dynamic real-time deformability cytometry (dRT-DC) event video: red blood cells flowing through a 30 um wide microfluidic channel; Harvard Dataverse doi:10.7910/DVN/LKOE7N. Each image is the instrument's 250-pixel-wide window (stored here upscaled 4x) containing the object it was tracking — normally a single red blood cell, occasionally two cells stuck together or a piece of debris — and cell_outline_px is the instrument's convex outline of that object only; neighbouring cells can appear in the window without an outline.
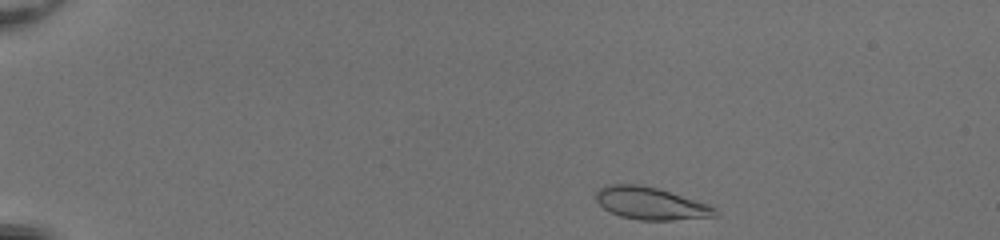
{"species": "common noctule bat (a hibernating species)", "species_latin": "Nyctalus noctula", "temperature_condition": "room temperature", "stored_images_in_passage": 42, "camera_frame_rate_fps": 3000, "um_per_image_px": 0.085, "animal": {"sex": "female", "body_mass_g": 20.0, "forearm_length_mm": 54.0}, "frame": {"image": 1, "passage_image": 1, "time_ms": 0.0, "image_size_px": [1000, 240], "cell_outline_px": [[720, 216], [672, 220], [640, 220], [620, 216], [604, 208], [596, 200], [596, 192], [604, 184], [640, 184], [656, 188], [708, 204], [716, 208], [720, 212]], "centroid_in_image_um": [55.33, 17.29], "position_along_channel_um": 29.7, "area_um2": 22.43}}
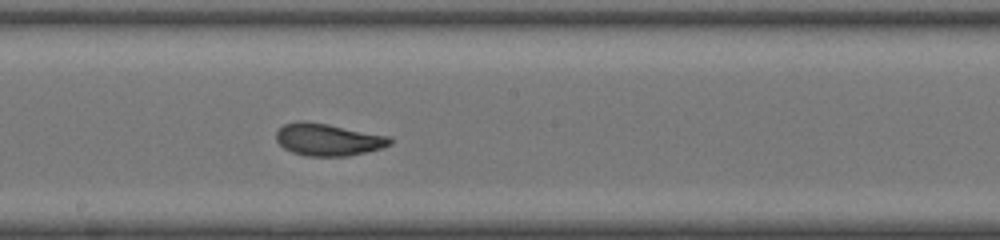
{"frame": {"image": 2, "passage_image": 22, "time_ms": 7.0, "image_size_px": [1000, 240], "cell_outline_px": [[392, 144], [384, 148], [348, 156], [308, 156], [292, 152], [284, 148], [276, 140], [276, 132], [284, 124], [296, 120], [304, 120], [328, 124], [392, 136]], "centroid_in_image_um": [27.92, 11.85], "position_along_channel_um": 220.3, "area_um2": 21.68}}
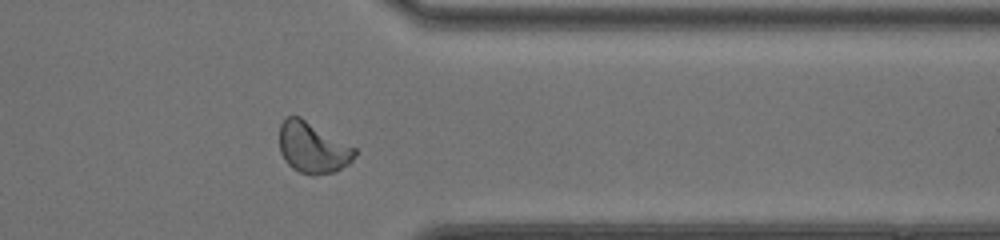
{"frame": {"image": 3, "passage_image": 34, "time_ms": 11.0, "image_size_px": [1000, 240], "cell_outline_px": [[356, 156], [348, 164], [336, 172], [316, 176], [312, 176], [300, 172], [292, 168], [284, 160], [280, 152], [280, 124], [284, 116], [300, 116], [356, 148]], "centroid_in_image_um": [26.58, 12.56], "position_along_channel_um": 384.8, "area_um2": 22.66}, "authors_computed_cell_mechanics": {"area_um2": 21.8484, "velocity_mm_per_s": 4.1937, "shape_relaxation_time_tau1_ms": 5.0629, "shape_relaxation_time_tau2_ms": 0.9837, "deformation_change_tau1": 0.1752, "deformation_change_tau2": 0.0442}}